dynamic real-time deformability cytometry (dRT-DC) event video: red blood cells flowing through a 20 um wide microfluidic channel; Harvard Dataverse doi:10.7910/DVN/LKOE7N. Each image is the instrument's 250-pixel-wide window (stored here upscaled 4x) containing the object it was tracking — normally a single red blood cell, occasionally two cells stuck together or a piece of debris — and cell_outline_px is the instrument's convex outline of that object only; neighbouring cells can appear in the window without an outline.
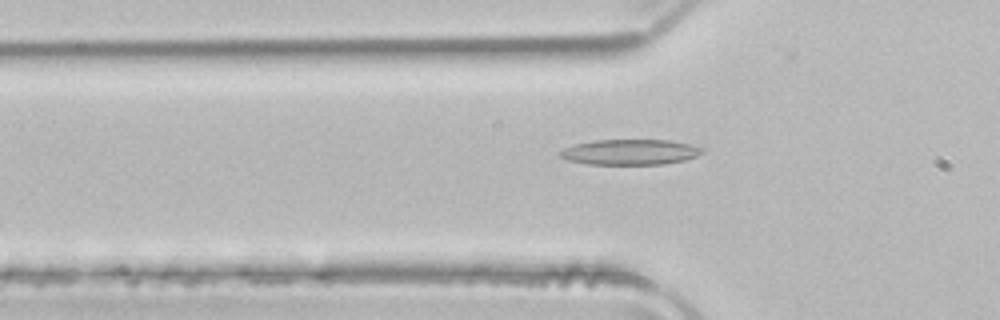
{"species": "common noctule bat (a hibernating species)", "species_latin": "Nyctalus noctula", "temperature_condition": "room temperature", "stored_images_in_passage": 50, "camera_frame_rate_fps": 3000, "um_per_image_px": 0.085, "animal": {"sex": "male", "body_mass_g": 21.5, "forearm_length_mm": 52.0}, "frame": {"image": 1, "passage_image": 16, "time_ms": 5.0, "image_size_px": [1000, 320], "cell_outline_px": [[704, 152], [696, 156], [684, 160], [664, 164], [588, 164], [568, 160], [560, 156], [560, 152], [564, 148], [576, 144], [596, 140], [668, 140], [688, 144], [704, 148]], "centroid_in_image_um": [53.58, 12.92], "position_along_channel_um": 72.2, "area_um2": 20.87}}
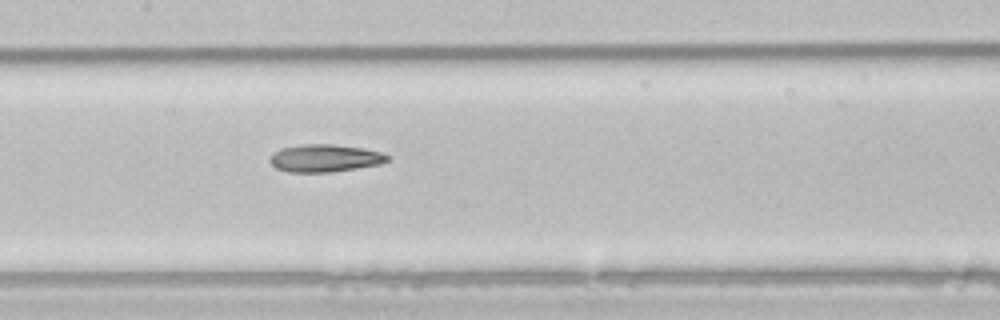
{"frame": {"image": 2, "passage_image": 24, "time_ms": 7.667, "image_size_px": [1000, 320], "cell_outline_px": [[392, 160], [380, 164], [332, 172], [288, 172], [276, 168], [268, 160], [268, 156], [284, 148], [300, 144], [332, 144], [364, 148], [380, 152], [392, 156]], "centroid_in_image_um": [27.65, 13.44], "position_along_channel_um": 179.7, "area_um2": 19.02}}
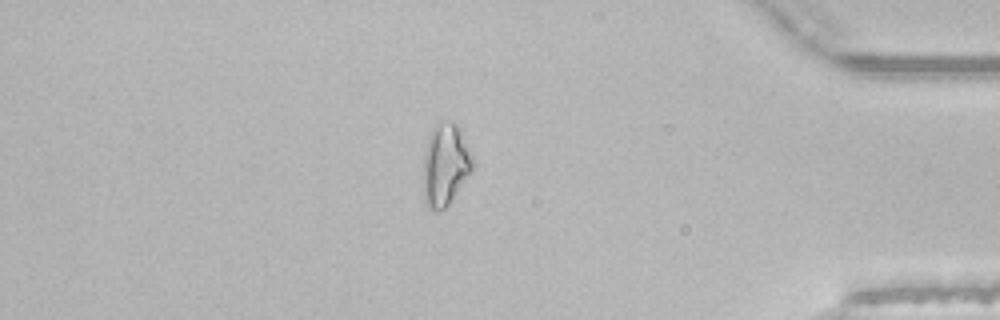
{"frame": {"image": 3, "passage_image": 43, "time_ms": 14.0, "image_size_px": [1000, 320], "cell_outline_px": [[476, 168], [448, 204], [440, 212], [432, 212], [424, 200], [424, 156], [428, 136], [432, 128], [440, 120], [456, 120], [460, 128], [476, 164]], "centroid_in_image_um": [37.89, 13.97], "position_along_channel_um": 397.3, "area_um2": 24.28}, "authors_computed_cell_mechanics": {"area_um2": 20.4323, "velocity_mm_per_s": 3.9916, "shape_relaxation_time_tau1_ms": null, "shape_relaxation_time_tau2_ms": 5.9119, "deformation_change_tau1": null, "deformation_change_tau2": 0.1466}}